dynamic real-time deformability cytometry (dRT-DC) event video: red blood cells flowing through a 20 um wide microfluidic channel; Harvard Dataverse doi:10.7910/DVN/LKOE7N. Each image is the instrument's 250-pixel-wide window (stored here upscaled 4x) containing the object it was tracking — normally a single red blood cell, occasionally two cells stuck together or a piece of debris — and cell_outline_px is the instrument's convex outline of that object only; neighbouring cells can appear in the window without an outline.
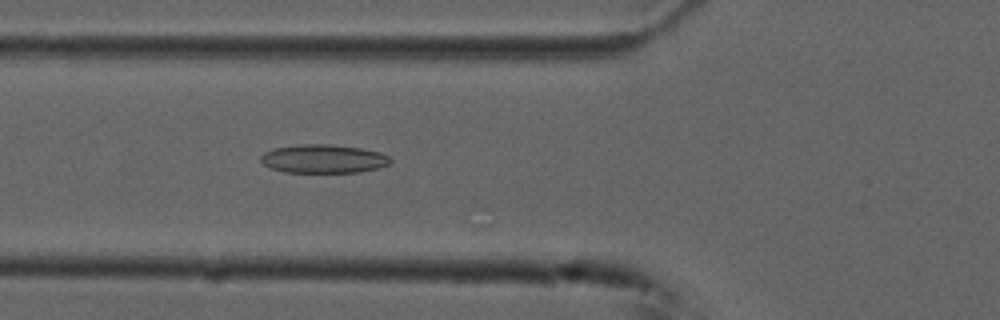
{"species": "common noctule bat (a hibernating species)", "species_latin": "Nyctalus noctula", "temperature_condition": "cold", "stored_images_in_passage": 28, "camera_frame_rate_fps": 3000, "um_per_image_px": 0.085, "animal": {"sex": "male", "forearm_length_mm": 52.5}, "frame": {"image": 1, "passage_image": 8, "time_ms": 2.333, "image_size_px": [1000, 320], "cell_outline_px": [[392, 160], [388, 164], [380, 168], [360, 172], [284, 172], [272, 168], [264, 164], [260, 160], [260, 156], [264, 152], [272, 148], [300, 144], [328, 144], [360, 148], [380, 152], [388, 156]], "centroid_in_image_um": [27.48, 13.49], "position_along_channel_um": 98.3, "area_um2": 21.62}}
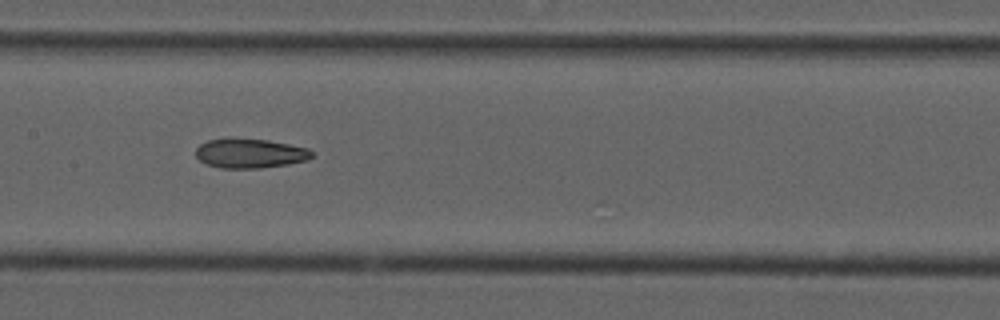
{"frame": {"image": 2, "passage_image": 15, "time_ms": 4.667, "image_size_px": [1000, 320], "cell_outline_px": [[312, 156], [308, 160], [288, 164], [260, 168], [220, 168], [208, 164], [200, 160], [196, 156], [196, 148], [200, 144], [208, 140], [224, 136], [228, 136], [268, 140], [308, 148], [312, 152]], "centroid_in_image_um": [21.21, 13.0], "position_along_channel_um": 186.2, "area_um2": 20.29}}
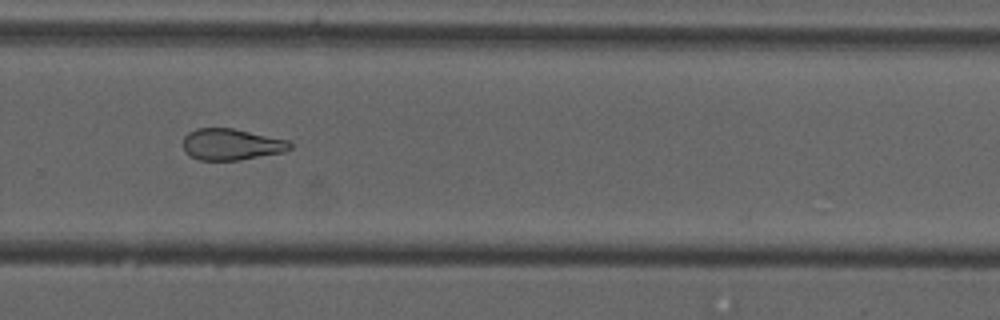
{"frame": {"image": 3, "passage_image": 25, "time_ms": 8.0, "image_size_px": [1000, 320], "cell_outline_px": [[292, 148], [284, 152], [236, 160], [200, 160], [188, 156], [184, 152], [184, 136], [188, 132], [196, 128], [232, 128], [288, 140], [292, 144]], "centroid_in_image_um": [19.64, 12.27], "position_along_channel_um": 310.2, "area_um2": 19.54}}